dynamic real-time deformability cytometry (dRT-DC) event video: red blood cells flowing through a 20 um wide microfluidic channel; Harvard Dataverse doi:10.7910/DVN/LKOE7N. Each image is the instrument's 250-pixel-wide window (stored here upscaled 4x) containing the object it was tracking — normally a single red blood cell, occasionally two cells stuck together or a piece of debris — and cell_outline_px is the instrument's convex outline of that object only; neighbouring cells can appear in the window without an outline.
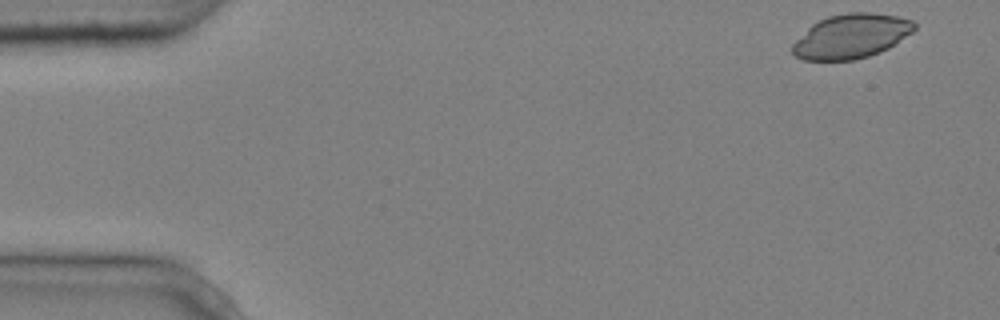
{"species": "common noctule bat (a hibernating species)", "species_latin": "Nyctalus noctula", "temperature_condition": "cold", "stored_images_in_passage": 3, "camera_frame_rate_fps": 3000, "um_per_image_px": 0.085, "animal": {"sex": "male", "body_mass_g": 20.4}, "frame": {"image": 1, "passage_image": 1, "time_ms": 0.0, "image_size_px": [1000, 320], "cell_outline_px": [[916, 28], [912, 32], [888, 48], [880, 52], [868, 56], [852, 60], [804, 60], [796, 56], [792, 52], [792, 44], [812, 24], [828, 16], [848, 12], [868, 12], [896, 16], [912, 20], [916, 24]], "centroid_in_image_um": [72.35, 3.07], "position_along_channel_um": 12.6, "area_um2": 31.27}}